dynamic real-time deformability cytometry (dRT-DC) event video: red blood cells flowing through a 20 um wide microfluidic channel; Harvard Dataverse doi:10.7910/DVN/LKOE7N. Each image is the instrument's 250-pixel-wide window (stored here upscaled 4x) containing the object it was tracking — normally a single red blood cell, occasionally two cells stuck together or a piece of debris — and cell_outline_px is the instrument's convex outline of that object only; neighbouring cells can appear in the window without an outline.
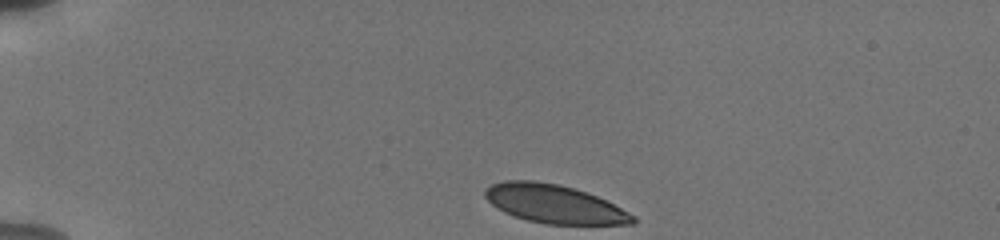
{"species": "human", "species_latin": "Homo sapiens", "temperature_condition": "cold", "stored_images_in_passage": 39, "camera_frame_rate_fps": 3000, "um_per_image_px": 0.085, "donor": {"sex": "male"}, "frame": {"image": 1, "passage_image": 1, "time_ms": 0.0, "image_size_px": [1000, 240], "cell_outline_px": [[636, 224], [548, 224], [528, 220], [512, 216], [504, 212], [492, 204], [484, 196], [484, 188], [492, 184], [504, 180], [532, 180], [556, 184], [572, 188], [596, 196], [636, 216]], "centroid_in_image_um": [47.07, 17.34], "position_along_channel_um": 37.9, "area_um2": 32.83}}
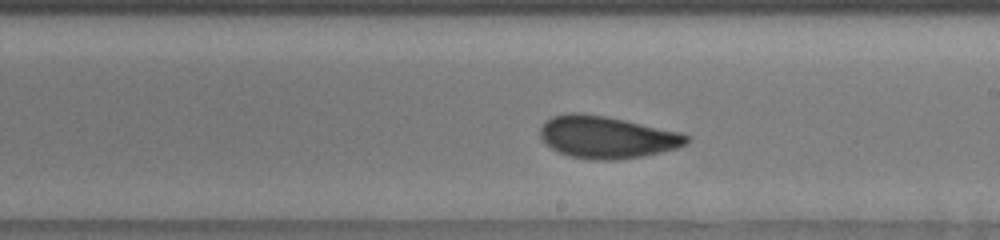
{"frame": {"image": 2, "passage_image": 22, "time_ms": 7.0, "image_size_px": [1000, 240], "cell_outline_px": [[688, 144], [676, 148], [660, 152], [640, 156], [616, 160], [592, 160], [568, 156], [556, 152], [540, 136], [540, 128], [544, 120], [552, 116], [572, 112], [576, 112], [604, 116], [624, 120], [680, 132], [688, 136]], "centroid_in_image_um": [51.54, 11.66], "position_along_channel_um": 237.5, "area_um2": 35.84}}
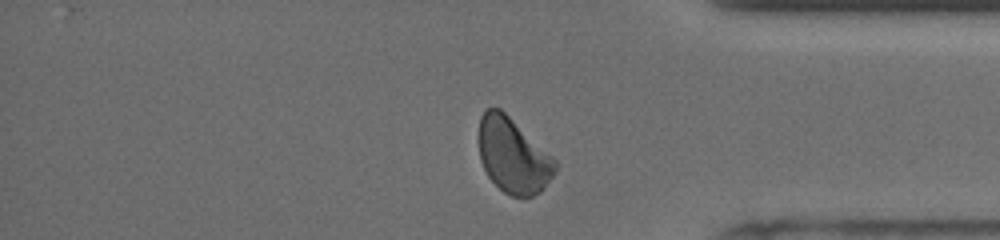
{"frame": {"image": 3, "passage_image": 35, "time_ms": 11.333, "image_size_px": [1000, 240], "cell_outline_px": [[556, 172], [544, 188], [540, 192], [532, 196], [512, 196], [504, 192], [488, 176], [480, 160], [480, 116], [484, 108], [500, 108], [552, 156], [556, 160]], "centroid_in_image_um": [43.62, 13.23], "position_along_channel_um": 391.6, "area_um2": 32.95}, "authors_computed_cell_mechanics": {"area_um2": 35.0846, "velocity_mm_per_s": 3.7765, "shape_relaxation_time_tau1_ms": 3.3276, "shape_relaxation_time_tau2_ms": 0.9059, "deformation_change_tau1": 0.1046, "deformation_change_tau2": 0.0509}}